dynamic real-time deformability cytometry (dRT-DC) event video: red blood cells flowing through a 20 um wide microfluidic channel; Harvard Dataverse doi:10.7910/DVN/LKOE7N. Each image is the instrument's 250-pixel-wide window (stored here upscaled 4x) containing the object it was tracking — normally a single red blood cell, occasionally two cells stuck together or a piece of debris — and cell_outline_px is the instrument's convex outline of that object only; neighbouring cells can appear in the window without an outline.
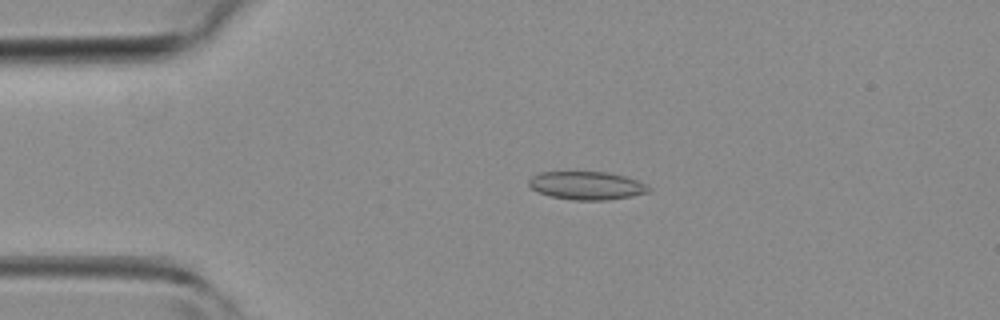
{"species": "common noctule bat (a hibernating species)", "species_latin": "Nyctalus noctula", "temperature_condition": "room temperature", "stored_images_in_passage": 43, "camera_frame_rate_fps": 3000, "um_per_image_px": 0.085, "animal": {"sex": "female", "body_mass_g": 19.3, "forearm_length_mm": 54.1}, "frame": {"image": 1, "passage_image": 9, "time_ms": 2.667, "image_size_px": [1000, 320], "cell_outline_px": [[652, 188], [648, 192], [632, 196], [608, 200], [572, 200], [552, 196], [540, 192], [532, 188], [528, 184], [528, 180], [532, 176], [540, 172], [608, 172], [624, 176], [636, 180]], "centroid_in_image_um": [49.87, 15.77], "position_along_channel_um": 35.1, "area_um2": 19.54}}
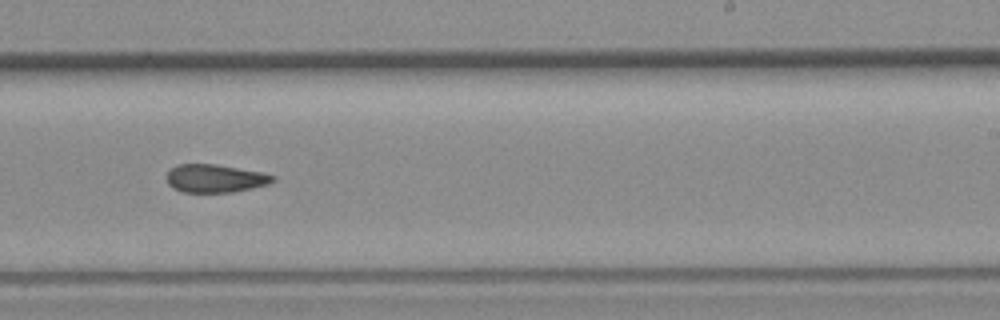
{"frame": {"image": 2, "passage_image": 26, "time_ms": 8.333, "image_size_px": [1000, 320], "cell_outline_px": [[276, 180], [268, 184], [252, 188], [232, 192], [180, 192], [172, 188], [168, 184], [168, 172], [172, 168], [180, 164], [216, 164], [264, 172], [276, 176]], "centroid_in_image_um": [18.33, 15.16], "position_along_channel_um": 270.7, "area_um2": 17.46}}
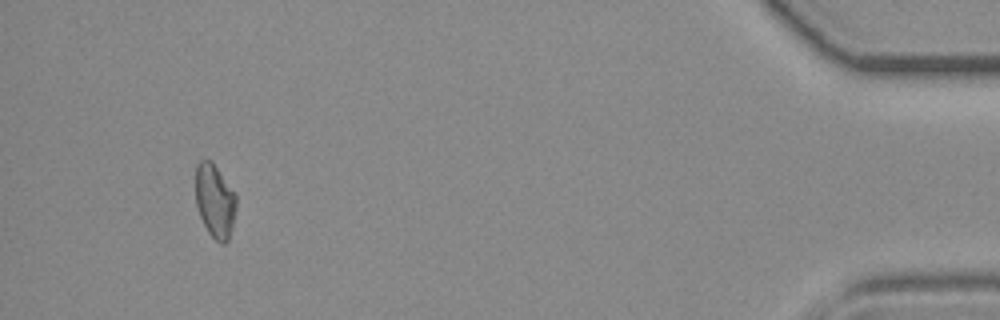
{"frame": {"image": 3, "passage_image": 40, "time_ms": 13.0, "image_size_px": [1000, 320], "cell_outline_px": [[236, 204], [232, 228], [228, 240], [224, 244], [220, 244], [208, 232], [200, 216], [196, 204], [196, 164], [200, 160], [212, 160], [236, 192]], "centroid_in_image_um": [18.28, 17.04], "position_along_channel_um": 416.9, "area_um2": 17.63}}